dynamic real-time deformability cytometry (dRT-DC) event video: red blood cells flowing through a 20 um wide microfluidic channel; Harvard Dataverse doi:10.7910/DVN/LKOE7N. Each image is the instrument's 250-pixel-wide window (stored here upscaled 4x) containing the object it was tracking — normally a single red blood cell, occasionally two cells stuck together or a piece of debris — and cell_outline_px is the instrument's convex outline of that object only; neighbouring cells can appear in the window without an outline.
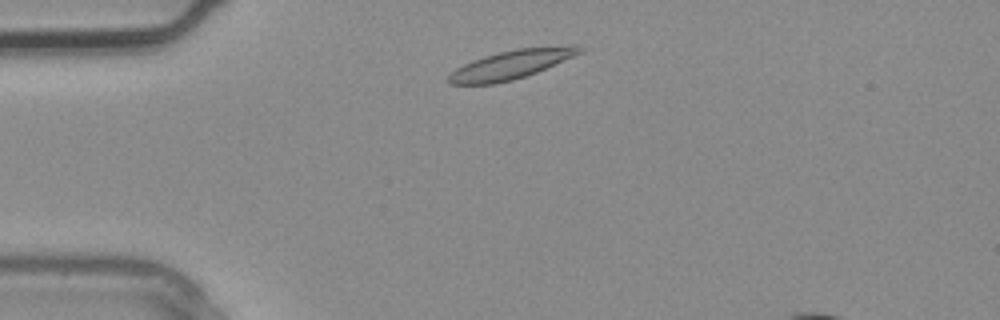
{"species": "common noctule bat (a hibernating species)", "species_latin": "Nyctalus noctula", "temperature_condition": "warm", "stored_images_in_passage": 3, "camera_frame_rate_fps": 3000, "um_per_image_px": 0.085, "animal": {"sex": "male", "body_mass_g": 20.4}, "frame": {"image": 1, "passage_image": 3, "time_ms": 0.667, "image_size_px": [1000, 320], "cell_outline_px": [[584, 52], [536, 72], [512, 80], [492, 84], [448, 84], [444, 80], [456, 68], [472, 60], [484, 56], [516, 48], [572, 44], [580, 44], [584, 48]], "centroid_in_image_um": [43.5, 5.46], "position_along_channel_um": 41.5, "area_um2": 22.25}}